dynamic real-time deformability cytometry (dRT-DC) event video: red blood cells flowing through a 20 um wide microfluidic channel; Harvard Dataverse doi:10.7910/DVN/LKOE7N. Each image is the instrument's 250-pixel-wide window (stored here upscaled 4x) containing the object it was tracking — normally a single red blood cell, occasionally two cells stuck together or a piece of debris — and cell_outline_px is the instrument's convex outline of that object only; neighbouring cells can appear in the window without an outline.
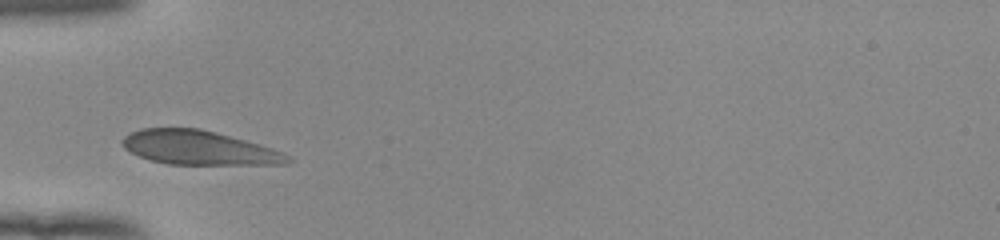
{"species": "human", "species_latin": "Homo sapiens", "temperature_condition": "room temperature", "stored_images_in_passage": 27, "camera_frame_rate_fps": 3000, "um_per_image_px": 0.085, "donor": {"sex": "female"}, "frame": {"image": 1, "passage_image": 1, "time_ms": 0.0, "image_size_px": [1000, 240], "cell_outline_px": [[296, 160], [288, 164], [168, 164], [152, 160], [140, 156], [124, 148], [120, 144], [120, 140], [124, 136], [140, 128], [200, 128], [216, 132], [260, 144], [284, 152]], "centroid_in_image_um": [16.94, 12.56], "position_along_channel_um": 68.1, "area_um2": 32.95}}
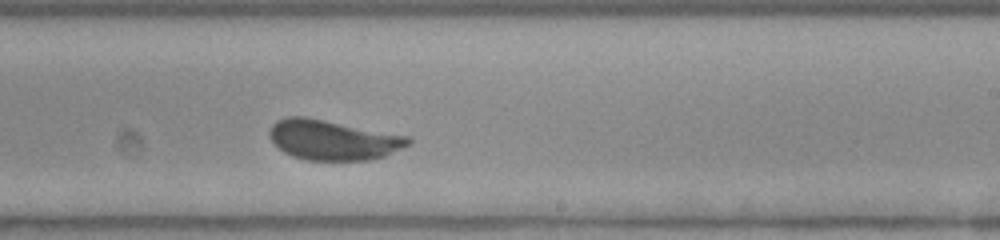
{"frame": {"image": 2, "passage_image": 16, "time_ms": 5.0, "image_size_px": [1000, 240], "cell_outline_px": [[412, 144], [404, 148], [384, 156], [372, 160], [308, 160], [292, 156], [284, 152], [272, 140], [268, 132], [272, 124], [276, 120], [288, 116], [304, 116], [412, 136]], "centroid_in_image_um": [28.36, 11.89], "position_along_channel_um": 260.6, "area_um2": 32.66}}
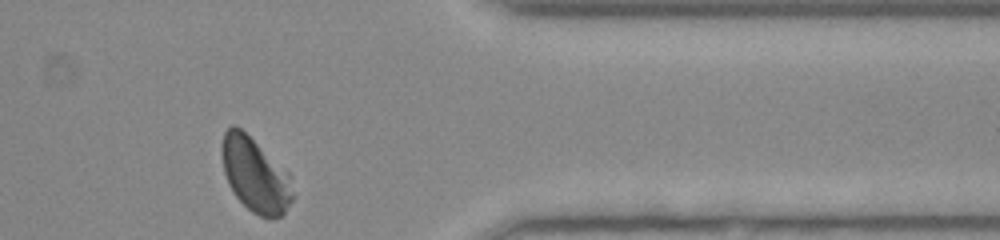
{"frame": {"image": 3, "passage_image": 27, "time_ms": 8.667, "image_size_px": [1000, 240], "cell_outline_px": [[292, 200], [284, 212], [280, 216], [272, 220], [268, 220], [252, 212], [236, 196], [228, 184], [224, 172], [220, 152], [220, 144], [224, 132], [232, 124], [240, 128], [288, 172], [292, 196]], "centroid_in_image_um": [21.64, 14.87], "position_along_channel_um": 389.8, "area_um2": 30.4}, "authors_computed_cell_mechanics": {"area_um2": 32.8304, "velocity_mm_per_s": 3.8914, "shape_relaxation_time_tau1_ms": 5.4644, "shape_relaxation_time_tau2_ms": null, "deformation_change_tau1": 0.1353, "deformation_change_tau2": null}}